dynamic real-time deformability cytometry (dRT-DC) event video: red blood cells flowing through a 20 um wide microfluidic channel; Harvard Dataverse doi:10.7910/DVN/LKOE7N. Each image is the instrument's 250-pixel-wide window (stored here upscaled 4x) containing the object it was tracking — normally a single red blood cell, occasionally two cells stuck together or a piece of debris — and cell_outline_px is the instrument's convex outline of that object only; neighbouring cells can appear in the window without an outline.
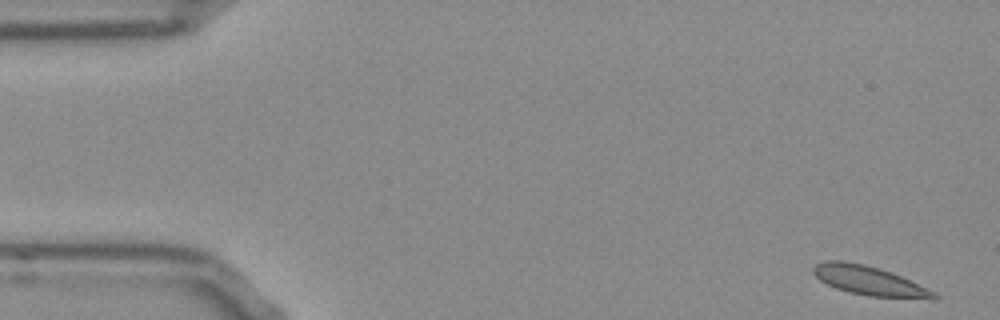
{"species": "Egyptian fruit bat (a non-hibernating species)", "species_latin": "Rousettus aegyptiacus", "temperature_condition": "room temperature", "stored_images_in_passage": 51, "camera_frame_rate_fps": 3000, "um_per_image_px": 0.085, "frame": {"image": 1, "passage_image": 1, "time_ms": 0.0, "image_size_px": [1000, 320], "cell_outline_px": [[940, 296], [936, 300], [932, 300], [868, 296], [848, 292], [836, 288], [820, 280], [812, 272], [812, 268], [816, 264], [824, 260], [844, 260], [864, 264], [880, 268], [892, 272], [936, 292]], "centroid_in_image_um": [73.93, 23.87], "position_along_channel_um": 11.1, "area_um2": 20.92}}
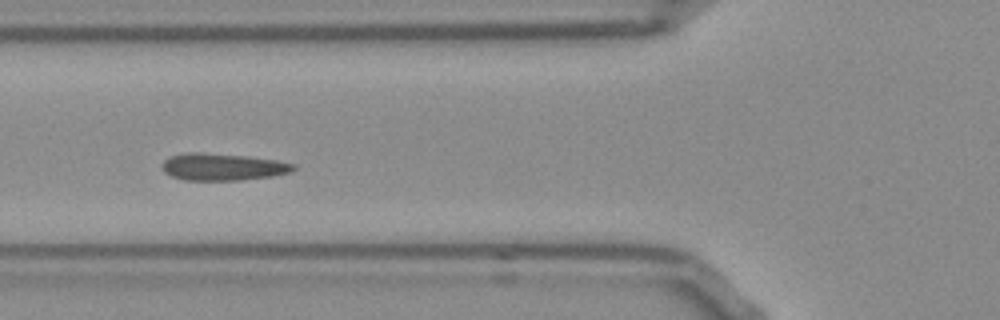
{"frame": {"image": 2, "passage_image": 18, "time_ms": 5.667, "image_size_px": [1000, 320], "cell_outline_px": [[296, 168], [288, 172], [272, 176], [240, 180], [184, 180], [172, 176], [164, 172], [164, 160], [168, 156], [184, 152], [200, 152], [248, 156], [276, 160], [296, 164]], "centroid_in_image_um": [18.92, 14.17], "position_along_channel_um": 106.9, "area_um2": 20.69}}
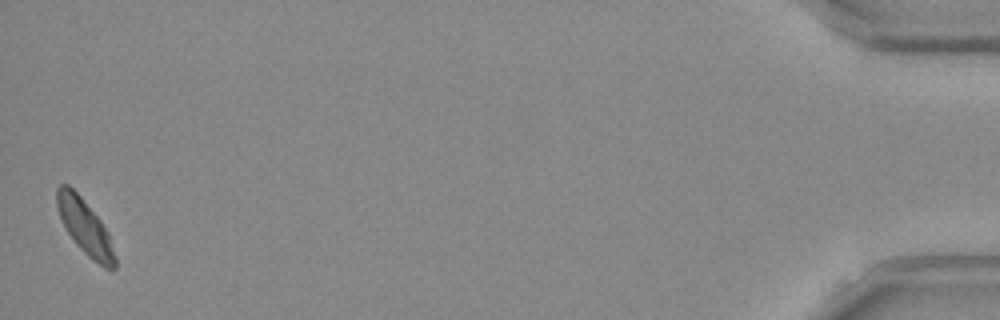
{"frame": {"image": 3, "passage_image": 51, "time_ms": 16.667, "image_size_px": [1000, 320], "cell_outline_px": [[116, 268], [104, 268], [92, 260], [76, 244], [68, 232], [60, 216], [56, 204], [56, 188], [60, 184], [68, 184], [80, 196], [100, 220], [108, 232], [116, 260]], "centroid_in_image_um": [7.22, 19.29], "position_along_channel_um": 428.0, "area_um2": 18.21}}